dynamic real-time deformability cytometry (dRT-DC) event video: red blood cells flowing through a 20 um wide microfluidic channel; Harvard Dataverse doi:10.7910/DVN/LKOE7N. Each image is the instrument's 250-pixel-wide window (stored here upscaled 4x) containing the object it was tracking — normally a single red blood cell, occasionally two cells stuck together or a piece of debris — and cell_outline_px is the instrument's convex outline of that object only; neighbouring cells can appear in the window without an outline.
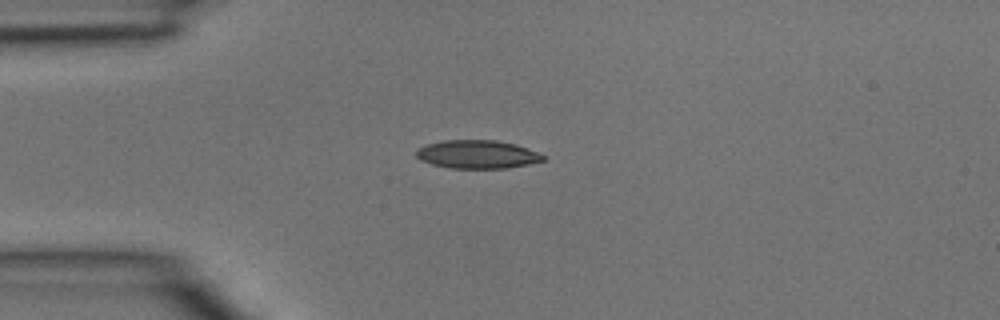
{"species": "common noctule bat (a hibernating species)", "species_latin": "Nyctalus noctula", "temperature_condition": "room temperature", "stored_images_in_passage": 3, "segment_of_instrument_passage": [1, 2], "camera_frame_rate_fps": 3000, "um_per_image_px": 0.085, "animal": {"sex": "male", "body_mass_g": 15.6}, "frame": {"image": 1, "passage_image": 2, "time_ms": 0.333, "image_size_px": [1000, 320], "cell_outline_px": [[544, 160], [528, 164], [508, 168], [448, 168], [432, 164], [420, 160], [416, 156], [416, 148], [428, 144], [444, 140], [496, 140], [516, 144], [528, 148], [544, 156]], "centroid_in_image_um": [40.54, 13.12], "position_along_channel_um": 44.5, "area_um2": 20.92}}